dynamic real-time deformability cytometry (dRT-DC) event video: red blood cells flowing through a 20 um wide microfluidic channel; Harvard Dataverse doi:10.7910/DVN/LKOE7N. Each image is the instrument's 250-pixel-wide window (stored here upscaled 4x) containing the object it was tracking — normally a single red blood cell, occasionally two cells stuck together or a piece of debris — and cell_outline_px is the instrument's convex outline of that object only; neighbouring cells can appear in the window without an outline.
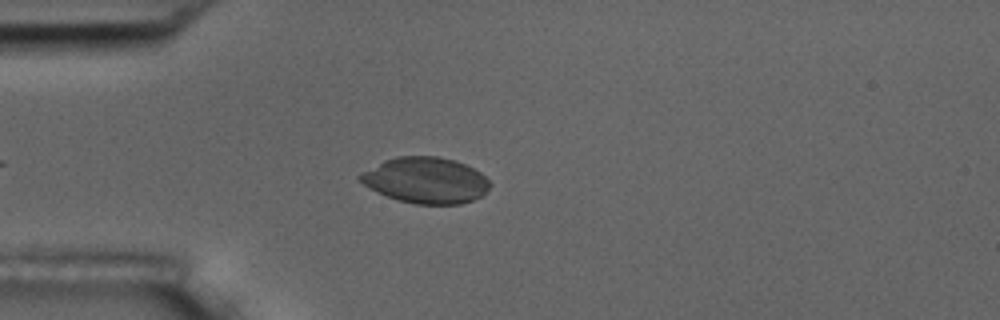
{"species": "common noctule bat (a hibernating species)", "species_latin": "Nyctalus noctula", "temperature_condition": "room temperature", "stored_images_in_passage": 47, "camera_frame_rate_fps": 3000, "um_per_image_px": 0.085, "animal": {"sex": "male", "body_mass_g": 17.5, "forearm_length_mm": 52.3}, "frame": {"image": 1, "passage_image": 9, "time_ms": 2.667, "image_size_px": [1000, 320], "cell_outline_px": [[492, 184], [480, 196], [472, 200], [460, 204], [416, 204], [400, 200], [388, 196], [364, 184], [356, 176], [384, 160], [396, 156], [440, 156], [456, 160], [480, 172]], "centroid_in_image_um": [36.21, 15.31], "position_along_channel_um": 48.8, "area_um2": 34.39}}
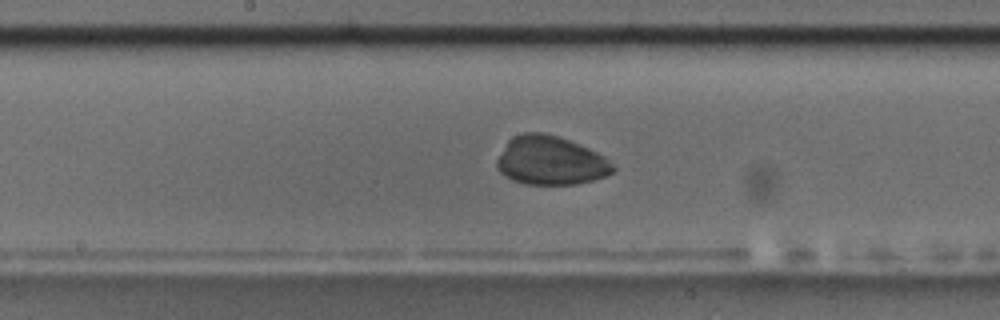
{"frame": {"image": 2, "passage_image": 23, "time_ms": 7.333, "image_size_px": [1000, 320], "cell_outline_px": [[616, 168], [612, 172], [604, 176], [592, 180], [576, 184], [524, 184], [512, 180], [504, 176], [500, 172], [496, 164], [496, 160], [508, 140], [512, 136], [524, 132], [544, 132], [560, 136], [588, 148], [604, 156]], "centroid_in_image_um": [46.76, 13.64], "position_along_channel_um": 201.4, "area_um2": 33.0}}
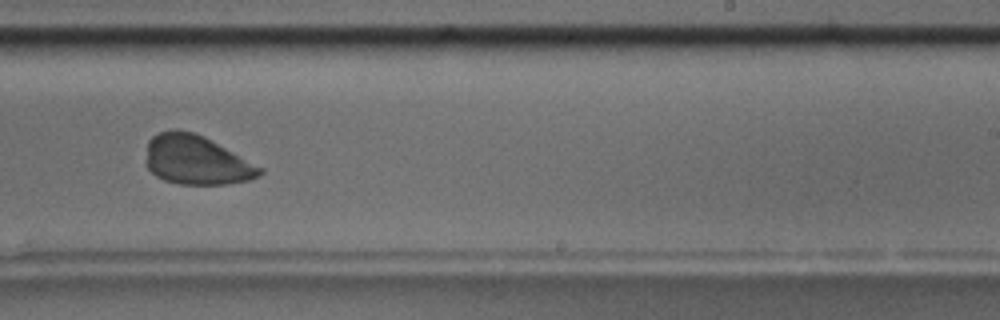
{"frame": {"image": 3, "passage_image": 29, "time_ms": 9.333, "image_size_px": [1000, 320], "cell_outline_px": [[264, 172], [260, 176], [248, 180], [228, 184], [180, 184], [164, 180], [156, 176], [148, 168], [148, 140], [156, 132], [176, 128], [192, 132], [204, 136], [264, 168]], "centroid_in_image_um": [16.72, 13.59], "position_along_channel_um": 272.3, "area_um2": 32.66}}